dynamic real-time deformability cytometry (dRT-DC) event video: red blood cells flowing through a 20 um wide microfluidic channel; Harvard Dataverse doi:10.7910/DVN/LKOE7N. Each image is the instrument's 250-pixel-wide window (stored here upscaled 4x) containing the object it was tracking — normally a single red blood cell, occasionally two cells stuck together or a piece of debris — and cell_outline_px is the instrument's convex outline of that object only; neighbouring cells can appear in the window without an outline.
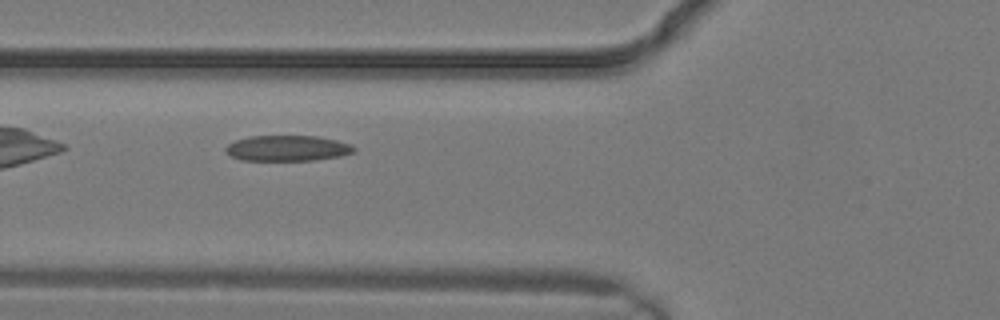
{"species": "common noctule bat (a hibernating species)", "species_latin": "Nyctalus noctula", "temperature_condition": "warm", "stored_images_in_passage": 4, "camera_frame_rate_fps": 3000, "um_per_image_px": 0.085, "animal": {"sex": "male", "body_mass_g": 19.2, "forearm_length_mm": 51.8}, "frame": {"image": 1, "passage_image": 4, "time_ms": 1.0, "image_size_px": [1000, 320], "cell_outline_px": [[356, 152], [340, 156], [316, 160], [240, 160], [224, 152], [224, 148], [228, 144], [236, 140], [248, 136], [316, 136], [336, 140], [352, 144], [356, 148]], "centroid_in_image_um": [24.44, 12.6], "position_along_channel_um": 101.4, "area_um2": 19.31}}